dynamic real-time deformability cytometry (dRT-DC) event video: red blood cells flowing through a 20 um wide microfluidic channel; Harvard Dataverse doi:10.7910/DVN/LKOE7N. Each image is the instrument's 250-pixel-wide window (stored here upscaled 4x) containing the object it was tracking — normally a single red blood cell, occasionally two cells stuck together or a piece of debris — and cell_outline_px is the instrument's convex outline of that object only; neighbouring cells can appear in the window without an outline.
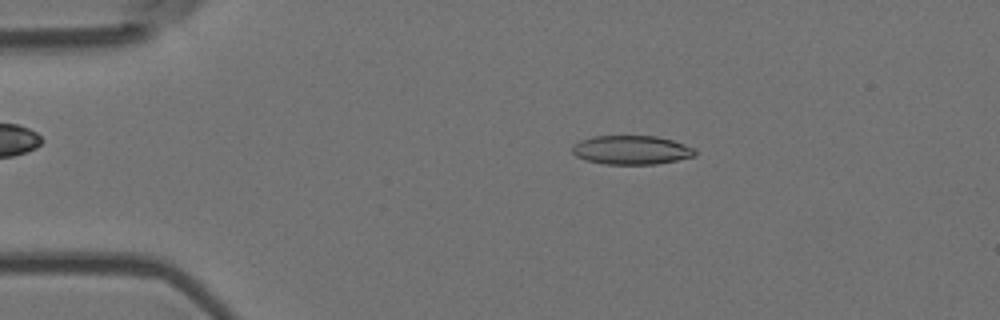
{"species": "Egyptian fruit bat (a non-hibernating species)", "species_latin": "Rousettus aegyptiacus", "temperature_condition": "room temperature", "stored_images_in_passage": 4, "camera_frame_rate_fps": 3000, "um_per_image_px": 0.085, "animal": {"sex": "female"}, "frame": {"image": 1, "passage_image": 2, "time_ms": 0.333, "image_size_px": [1000, 320], "cell_outline_px": [[696, 156], [656, 164], [604, 164], [584, 160], [576, 156], [572, 152], [572, 144], [580, 140], [592, 136], [656, 136], [672, 140], [684, 144], [692, 148], [696, 152]], "centroid_in_image_um": [53.62, 12.75], "position_along_channel_um": 31.4, "area_um2": 20.75}}
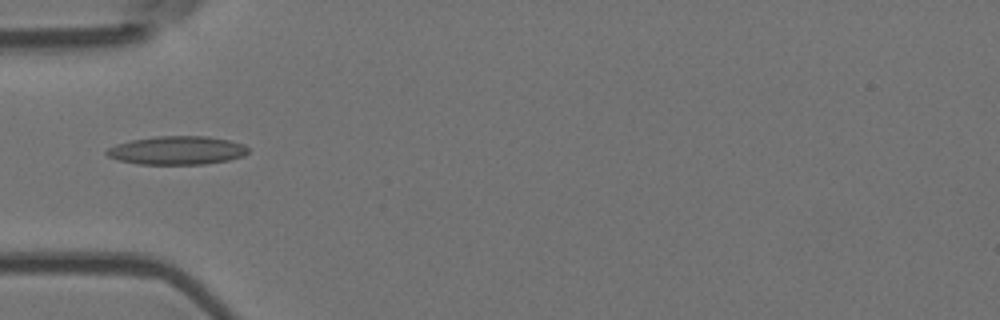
{"frame": {"image": 2, "passage_image": 4, "time_ms": 1.0, "image_size_px": [1000, 320], "cell_outline_px": [[248, 152], [244, 156], [228, 160], [204, 164], [140, 164], [120, 160], [108, 156], [104, 152], [108, 148], [116, 144], [132, 140], [156, 136], [208, 136], [228, 140], [244, 144], [248, 148]], "centroid_in_image_um": [15.06, 12.78], "position_along_channel_um": 69.9, "area_um2": 23.41}}